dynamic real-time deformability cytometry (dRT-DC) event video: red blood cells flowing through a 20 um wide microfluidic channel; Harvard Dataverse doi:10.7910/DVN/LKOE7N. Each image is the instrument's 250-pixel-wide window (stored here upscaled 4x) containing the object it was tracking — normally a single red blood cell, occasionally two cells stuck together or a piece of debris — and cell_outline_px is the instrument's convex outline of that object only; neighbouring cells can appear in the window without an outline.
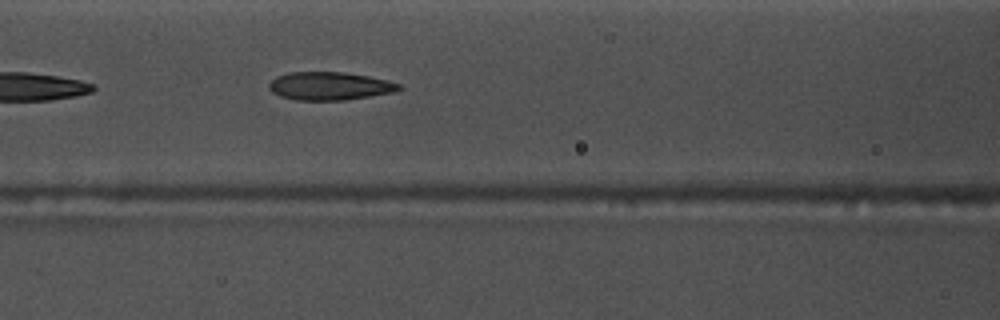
{"species": "common noctule bat (a hibernating species)", "species_latin": "Nyctalus noctula", "temperature_condition": "warm", "stored_images_in_passage": 14, "camera_frame_rate_fps": 3000, "um_per_image_px": 0.085, "animal": {"sex": "male", "body_mass_g": 17.5, "forearm_length_mm": 52.3}, "frame": {"image": 1, "passage_image": 8, "time_ms": 2.333, "image_size_px": [1000, 320], "cell_outline_px": [[404, 88], [396, 92], [344, 100], [296, 100], [280, 96], [272, 92], [268, 88], [268, 84], [276, 76], [288, 72], [344, 72], [368, 76], [388, 80], [400, 84]], "centroid_in_image_um": [28.03, 7.31], "position_along_channel_um": 138.6, "area_um2": 21.44}}